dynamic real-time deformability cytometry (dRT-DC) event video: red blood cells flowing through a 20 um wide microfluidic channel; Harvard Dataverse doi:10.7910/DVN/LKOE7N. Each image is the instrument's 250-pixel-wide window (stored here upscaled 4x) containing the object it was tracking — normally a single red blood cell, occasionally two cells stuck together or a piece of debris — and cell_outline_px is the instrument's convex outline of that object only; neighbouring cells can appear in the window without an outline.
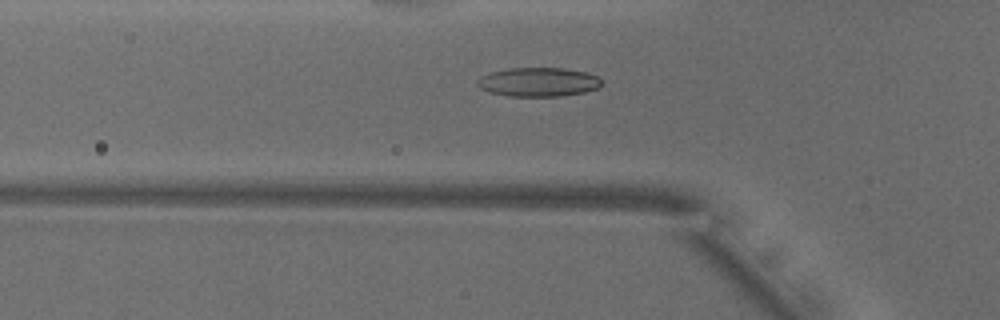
{"species": "common noctule bat (a hibernating species)", "species_latin": "Nyctalus noctula", "temperature_condition": "warm", "stored_images_in_passage": 43, "camera_frame_rate_fps": 3000, "um_per_image_px": 0.085, "animal": {"sex": "male", "body_mass_g": 18.8}, "frame": {"image": 1, "passage_image": 16, "time_ms": 5.0, "image_size_px": [1000, 320], "cell_outline_px": [[600, 84], [596, 88], [584, 92], [560, 96], [508, 96], [492, 92], [480, 88], [476, 84], [476, 80], [492, 72], [508, 68], [564, 68], [584, 72], [600, 76]], "centroid_in_image_um": [45.76, 6.97], "position_along_channel_um": 80.0, "area_um2": 20.75}}
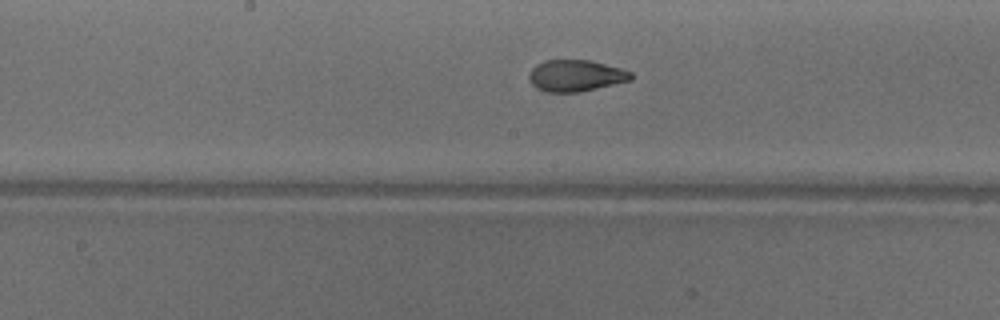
{"frame": {"image": 2, "passage_image": 25, "time_ms": 8.0, "image_size_px": [1000, 320], "cell_outline_px": [[632, 80], [580, 92], [544, 92], [536, 88], [532, 84], [528, 76], [528, 72], [536, 64], [544, 60], [592, 60], [620, 68], [632, 72]], "centroid_in_image_um": [48.91, 6.43], "position_along_channel_um": 199.3, "area_um2": 18.9}}
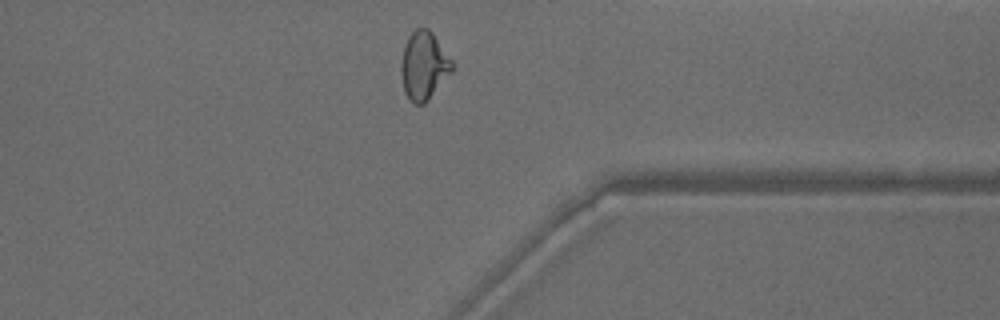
{"frame": {"image": 3, "passage_image": 39, "time_ms": 12.667, "image_size_px": [1000, 320], "cell_outline_px": [[452, 72], [428, 100], [424, 104], [416, 104], [404, 92], [400, 72], [400, 64], [404, 48], [408, 36], [416, 28], [428, 28], [432, 32], [452, 60]], "centroid_in_image_um": [36.02, 5.57], "position_along_channel_um": 375.4, "area_um2": 20.11}, "authors_computed_cell_mechanics": {"area_um2": 19.7676, "velocity_mm_per_s": 3.931, "shape_relaxation_time_tau1_ms": 7.6814, "shape_relaxation_time_tau2_ms": 1.2698, "deformation_change_tau1": 0.2426, "deformation_change_tau2": 0.0754}}